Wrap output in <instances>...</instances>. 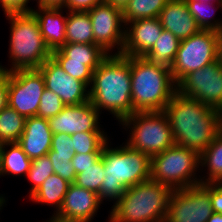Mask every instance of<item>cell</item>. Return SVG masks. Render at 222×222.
I'll return each instance as SVG.
<instances>
[{
	"label": "cell",
	"instance_id": "6da1fadb",
	"mask_svg": "<svg viewBox=\"0 0 222 222\" xmlns=\"http://www.w3.org/2000/svg\"><path fill=\"white\" fill-rule=\"evenodd\" d=\"M166 114L176 145L199 155L222 131V113L178 92L166 105Z\"/></svg>",
	"mask_w": 222,
	"mask_h": 222
},
{
	"label": "cell",
	"instance_id": "7a4b0ae2",
	"mask_svg": "<svg viewBox=\"0 0 222 222\" xmlns=\"http://www.w3.org/2000/svg\"><path fill=\"white\" fill-rule=\"evenodd\" d=\"M90 102L120 123L135 113L131 99L130 56L109 54L93 71Z\"/></svg>",
	"mask_w": 222,
	"mask_h": 222
},
{
	"label": "cell",
	"instance_id": "3957f363",
	"mask_svg": "<svg viewBox=\"0 0 222 222\" xmlns=\"http://www.w3.org/2000/svg\"><path fill=\"white\" fill-rule=\"evenodd\" d=\"M110 139L102 149L104 180L100 188V201L115 204L125 189L151 179V158L128 145L111 147ZM124 144V145H123Z\"/></svg>",
	"mask_w": 222,
	"mask_h": 222
},
{
	"label": "cell",
	"instance_id": "277c9868",
	"mask_svg": "<svg viewBox=\"0 0 222 222\" xmlns=\"http://www.w3.org/2000/svg\"><path fill=\"white\" fill-rule=\"evenodd\" d=\"M130 74L135 112L163 111L177 92L170 68L143 56H130Z\"/></svg>",
	"mask_w": 222,
	"mask_h": 222
},
{
	"label": "cell",
	"instance_id": "5b68a950",
	"mask_svg": "<svg viewBox=\"0 0 222 222\" xmlns=\"http://www.w3.org/2000/svg\"><path fill=\"white\" fill-rule=\"evenodd\" d=\"M172 189L152 179L125 189L112 205L109 222H165Z\"/></svg>",
	"mask_w": 222,
	"mask_h": 222
},
{
	"label": "cell",
	"instance_id": "8992f818",
	"mask_svg": "<svg viewBox=\"0 0 222 222\" xmlns=\"http://www.w3.org/2000/svg\"><path fill=\"white\" fill-rule=\"evenodd\" d=\"M10 28V68L0 63L5 73L16 70L38 69L52 52L44 42L36 17L32 13L5 15Z\"/></svg>",
	"mask_w": 222,
	"mask_h": 222
},
{
	"label": "cell",
	"instance_id": "52a82bcc",
	"mask_svg": "<svg viewBox=\"0 0 222 222\" xmlns=\"http://www.w3.org/2000/svg\"><path fill=\"white\" fill-rule=\"evenodd\" d=\"M119 124L129 131L125 144L150 158L175 144L163 111L135 112Z\"/></svg>",
	"mask_w": 222,
	"mask_h": 222
},
{
	"label": "cell",
	"instance_id": "ba28073f",
	"mask_svg": "<svg viewBox=\"0 0 222 222\" xmlns=\"http://www.w3.org/2000/svg\"><path fill=\"white\" fill-rule=\"evenodd\" d=\"M199 170V154L176 144L151 158V179L172 190L201 184Z\"/></svg>",
	"mask_w": 222,
	"mask_h": 222
},
{
	"label": "cell",
	"instance_id": "9c48e42d",
	"mask_svg": "<svg viewBox=\"0 0 222 222\" xmlns=\"http://www.w3.org/2000/svg\"><path fill=\"white\" fill-rule=\"evenodd\" d=\"M218 59V32L199 30L181 40L172 66L173 80L177 84L187 74L203 68Z\"/></svg>",
	"mask_w": 222,
	"mask_h": 222
},
{
	"label": "cell",
	"instance_id": "30bf717a",
	"mask_svg": "<svg viewBox=\"0 0 222 222\" xmlns=\"http://www.w3.org/2000/svg\"><path fill=\"white\" fill-rule=\"evenodd\" d=\"M8 106L25 118L37 116L41 95L45 90L43 75L38 69L7 73Z\"/></svg>",
	"mask_w": 222,
	"mask_h": 222
},
{
	"label": "cell",
	"instance_id": "8fae6325",
	"mask_svg": "<svg viewBox=\"0 0 222 222\" xmlns=\"http://www.w3.org/2000/svg\"><path fill=\"white\" fill-rule=\"evenodd\" d=\"M177 92L222 113V64L216 61L184 76Z\"/></svg>",
	"mask_w": 222,
	"mask_h": 222
},
{
	"label": "cell",
	"instance_id": "7c38bea8",
	"mask_svg": "<svg viewBox=\"0 0 222 222\" xmlns=\"http://www.w3.org/2000/svg\"><path fill=\"white\" fill-rule=\"evenodd\" d=\"M88 14L91 18L94 44L108 54H121L125 40L122 10L103 2L89 10Z\"/></svg>",
	"mask_w": 222,
	"mask_h": 222
},
{
	"label": "cell",
	"instance_id": "4fadbf2b",
	"mask_svg": "<svg viewBox=\"0 0 222 222\" xmlns=\"http://www.w3.org/2000/svg\"><path fill=\"white\" fill-rule=\"evenodd\" d=\"M213 213L209 192L199 184L172 190L165 222H207Z\"/></svg>",
	"mask_w": 222,
	"mask_h": 222
},
{
	"label": "cell",
	"instance_id": "5bb4252c",
	"mask_svg": "<svg viewBox=\"0 0 222 222\" xmlns=\"http://www.w3.org/2000/svg\"><path fill=\"white\" fill-rule=\"evenodd\" d=\"M38 70L43 75L45 88L56 93L66 105H79L90 100L89 86L67 74L51 57Z\"/></svg>",
	"mask_w": 222,
	"mask_h": 222
},
{
	"label": "cell",
	"instance_id": "9a60e30c",
	"mask_svg": "<svg viewBox=\"0 0 222 222\" xmlns=\"http://www.w3.org/2000/svg\"><path fill=\"white\" fill-rule=\"evenodd\" d=\"M101 113L89 101L79 105L65 106L56 116L50 118L49 125L53 134L72 135L79 132H104L99 122Z\"/></svg>",
	"mask_w": 222,
	"mask_h": 222
},
{
	"label": "cell",
	"instance_id": "2e32d148",
	"mask_svg": "<svg viewBox=\"0 0 222 222\" xmlns=\"http://www.w3.org/2000/svg\"><path fill=\"white\" fill-rule=\"evenodd\" d=\"M101 204L96 192L72 183L65 194L62 207L54 216L69 221L92 222Z\"/></svg>",
	"mask_w": 222,
	"mask_h": 222
},
{
	"label": "cell",
	"instance_id": "e0dca14e",
	"mask_svg": "<svg viewBox=\"0 0 222 222\" xmlns=\"http://www.w3.org/2000/svg\"><path fill=\"white\" fill-rule=\"evenodd\" d=\"M163 31L158 17L138 19L125 24V40L122 56H144Z\"/></svg>",
	"mask_w": 222,
	"mask_h": 222
},
{
	"label": "cell",
	"instance_id": "ac0fdd59",
	"mask_svg": "<svg viewBox=\"0 0 222 222\" xmlns=\"http://www.w3.org/2000/svg\"><path fill=\"white\" fill-rule=\"evenodd\" d=\"M52 135L47 119L39 116L28 117L25 120L24 131L17 144L33 160L47 155L51 148Z\"/></svg>",
	"mask_w": 222,
	"mask_h": 222
},
{
	"label": "cell",
	"instance_id": "d6986e66",
	"mask_svg": "<svg viewBox=\"0 0 222 222\" xmlns=\"http://www.w3.org/2000/svg\"><path fill=\"white\" fill-rule=\"evenodd\" d=\"M158 18L163 29L173 33L180 41L201 30L185 0H169Z\"/></svg>",
	"mask_w": 222,
	"mask_h": 222
},
{
	"label": "cell",
	"instance_id": "ffe728a7",
	"mask_svg": "<svg viewBox=\"0 0 222 222\" xmlns=\"http://www.w3.org/2000/svg\"><path fill=\"white\" fill-rule=\"evenodd\" d=\"M63 10L38 6L31 12L36 17L44 42L51 52L66 44L65 30L68 11L66 10V15L63 16Z\"/></svg>",
	"mask_w": 222,
	"mask_h": 222
},
{
	"label": "cell",
	"instance_id": "44dd1931",
	"mask_svg": "<svg viewBox=\"0 0 222 222\" xmlns=\"http://www.w3.org/2000/svg\"><path fill=\"white\" fill-rule=\"evenodd\" d=\"M108 55L97 44L67 43L60 49L52 51L51 57L55 61L84 62V65L94 71Z\"/></svg>",
	"mask_w": 222,
	"mask_h": 222
},
{
	"label": "cell",
	"instance_id": "7402d4cb",
	"mask_svg": "<svg viewBox=\"0 0 222 222\" xmlns=\"http://www.w3.org/2000/svg\"><path fill=\"white\" fill-rule=\"evenodd\" d=\"M31 162L32 160L17 143H3L0 158V178L5 175L26 177Z\"/></svg>",
	"mask_w": 222,
	"mask_h": 222
},
{
	"label": "cell",
	"instance_id": "603a6c76",
	"mask_svg": "<svg viewBox=\"0 0 222 222\" xmlns=\"http://www.w3.org/2000/svg\"><path fill=\"white\" fill-rule=\"evenodd\" d=\"M69 185L70 183L59 175L52 174L29 198L36 204L41 203V205L45 204L52 207L54 206L56 209L52 214L54 215L62 207Z\"/></svg>",
	"mask_w": 222,
	"mask_h": 222
},
{
	"label": "cell",
	"instance_id": "cb8c5ba5",
	"mask_svg": "<svg viewBox=\"0 0 222 222\" xmlns=\"http://www.w3.org/2000/svg\"><path fill=\"white\" fill-rule=\"evenodd\" d=\"M199 159L200 171L207 169V175L200 177L201 184L222 183V131L199 155Z\"/></svg>",
	"mask_w": 222,
	"mask_h": 222
},
{
	"label": "cell",
	"instance_id": "d4e9b609",
	"mask_svg": "<svg viewBox=\"0 0 222 222\" xmlns=\"http://www.w3.org/2000/svg\"><path fill=\"white\" fill-rule=\"evenodd\" d=\"M66 44H94L91 18L88 11H68L66 20Z\"/></svg>",
	"mask_w": 222,
	"mask_h": 222
},
{
	"label": "cell",
	"instance_id": "484cf974",
	"mask_svg": "<svg viewBox=\"0 0 222 222\" xmlns=\"http://www.w3.org/2000/svg\"><path fill=\"white\" fill-rule=\"evenodd\" d=\"M180 40L170 31H162L154 46L143 56L153 63L171 67L178 51Z\"/></svg>",
	"mask_w": 222,
	"mask_h": 222
},
{
	"label": "cell",
	"instance_id": "4316f807",
	"mask_svg": "<svg viewBox=\"0 0 222 222\" xmlns=\"http://www.w3.org/2000/svg\"><path fill=\"white\" fill-rule=\"evenodd\" d=\"M26 118L9 106L0 112V142L17 143L21 137Z\"/></svg>",
	"mask_w": 222,
	"mask_h": 222
},
{
	"label": "cell",
	"instance_id": "83f0119b",
	"mask_svg": "<svg viewBox=\"0 0 222 222\" xmlns=\"http://www.w3.org/2000/svg\"><path fill=\"white\" fill-rule=\"evenodd\" d=\"M169 0H130L123 9V20L132 22L138 19L159 17L161 10Z\"/></svg>",
	"mask_w": 222,
	"mask_h": 222
},
{
	"label": "cell",
	"instance_id": "f1b7e54d",
	"mask_svg": "<svg viewBox=\"0 0 222 222\" xmlns=\"http://www.w3.org/2000/svg\"><path fill=\"white\" fill-rule=\"evenodd\" d=\"M185 2L188 6L190 14L193 16L200 29L216 32H220L222 30V21L215 18L213 15L214 12L219 8L222 10V3L216 4L215 7L214 3H203L198 1Z\"/></svg>",
	"mask_w": 222,
	"mask_h": 222
},
{
	"label": "cell",
	"instance_id": "f546056e",
	"mask_svg": "<svg viewBox=\"0 0 222 222\" xmlns=\"http://www.w3.org/2000/svg\"><path fill=\"white\" fill-rule=\"evenodd\" d=\"M105 132H79L70 135L75 154L102 153L109 136Z\"/></svg>",
	"mask_w": 222,
	"mask_h": 222
},
{
	"label": "cell",
	"instance_id": "4dcf8cb0",
	"mask_svg": "<svg viewBox=\"0 0 222 222\" xmlns=\"http://www.w3.org/2000/svg\"><path fill=\"white\" fill-rule=\"evenodd\" d=\"M105 170L102 156L93 166L83 169V172L76 174L74 184L84 189L96 192L100 196V188L104 180Z\"/></svg>",
	"mask_w": 222,
	"mask_h": 222
},
{
	"label": "cell",
	"instance_id": "1f68e13d",
	"mask_svg": "<svg viewBox=\"0 0 222 222\" xmlns=\"http://www.w3.org/2000/svg\"><path fill=\"white\" fill-rule=\"evenodd\" d=\"M52 174H54L53 165L48 155L33 159L26 175L28 181L32 183L28 197L38 190L42 183Z\"/></svg>",
	"mask_w": 222,
	"mask_h": 222
},
{
	"label": "cell",
	"instance_id": "d6a6232c",
	"mask_svg": "<svg viewBox=\"0 0 222 222\" xmlns=\"http://www.w3.org/2000/svg\"><path fill=\"white\" fill-rule=\"evenodd\" d=\"M47 155L52 162L54 174L59 175L70 184L74 183L76 172L71 162L73 154L56 153L55 151L50 150Z\"/></svg>",
	"mask_w": 222,
	"mask_h": 222
},
{
	"label": "cell",
	"instance_id": "836d02e7",
	"mask_svg": "<svg viewBox=\"0 0 222 222\" xmlns=\"http://www.w3.org/2000/svg\"><path fill=\"white\" fill-rule=\"evenodd\" d=\"M65 106L56 93L45 88L41 95L37 116L49 120L61 112Z\"/></svg>",
	"mask_w": 222,
	"mask_h": 222
},
{
	"label": "cell",
	"instance_id": "e575fe53",
	"mask_svg": "<svg viewBox=\"0 0 222 222\" xmlns=\"http://www.w3.org/2000/svg\"><path fill=\"white\" fill-rule=\"evenodd\" d=\"M61 68L69 74L71 77L85 82L90 86L92 81L93 71L87 66L84 65V62L77 61H56Z\"/></svg>",
	"mask_w": 222,
	"mask_h": 222
},
{
	"label": "cell",
	"instance_id": "d590c367",
	"mask_svg": "<svg viewBox=\"0 0 222 222\" xmlns=\"http://www.w3.org/2000/svg\"><path fill=\"white\" fill-rule=\"evenodd\" d=\"M72 142L70 135L66 133L53 134L50 150L56 153H71L75 155V150L72 149Z\"/></svg>",
	"mask_w": 222,
	"mask_h": 222
},
{
	"label": "cell",
	"instance_id": "8d00e7d4",
	"mask_svg": "<svg viewBox=\"0 0 222 222\" xmlns=\"http://www.w3.org/2000/svg\"><path fill=\"white\" fill-rule=\"evenodd\" d=\"M29 0H1L0 7L4 14L31 13L33 8L28 6Z\"/></svg>",
	"mask_w": 222,
	"mask_h": 222
},
{
	"label": "cell",
	"instance_id": "74e56055",
	"mask_svg": "<svg viewBox=\"0 0 222 222\" xmlns=\"http://www.w3.org/2000/svg\"><path fill=\"white\" fill-rule=\"evenodd\" d=\"M102 153L75 154L71 160L76 174L83 172V169L93 166L101 157Z\"/></svg>",
	"mask_w": 222,
	"mask_h": 222
},
{
	"label": "cell",
	"instance_id": "f35d334b",
	"mask_svg": "<svg viewBox=\"0 0 222 222\" xmlns=\"http://www.w3.org/2000/svg\"><path fill=\"white\" fill-rule=\"evenodd\" d=\"M201 185L209 192L213 212L222 214V183H206Z\"/></svg>",
	"mask_w": 222,
	"mask_h": 222
},
{
	"label": "cell",
	"instance_id": "ab89813d",
	"mask_svg": "<svg viewBox=\"0 0 222 222\" xmlns=\"http://www.w3.org/2000/svg\"><path fill=\"white\" fill-rule=\"evenodd\" d=\"M104 0H67V11H89Z\"/></svg>",
	"mask_w": 222,
	"mask_h": 222
},
{
	"label": "cell",
	"instance_id": "60d3db41",
	"mask_svg": "<svg viewBox=\"0 0 222 222\" xmlns=\"http://www.w3.org/2000/svg\"><path fill=\"white\" fill-rule=\"evenodd\" d=\"M8 106L7 73L0 79V112Z\"/></svg>",
	"mask_w": 222,
	"mask_h": 222
},
{
	"label": "cell",
	"instance_id": "b9f144b4",
	"mask_svg": "<svg viewBox=\"0 0 222 222\" xmlns=\"http://www.w3.org/2000/svg\"><path fill=\"white\" fill-rule=\"evenodd\" d=\"M67 0H46L41 6L47 8H62L66 10Z\"/></svg>",
	"mask_w": 222,
	"mask_h": 222
},
{
	"label": "cell",
	"instance_id": "7bdbcfd3",
	"mask_svg": "<svg viewBox=\"0 0 222 222\" xmlns=\"http://www.w3.org/2000/svg\"><path fill=\"white\" fill-rule=\"evenodd\" d=\"M130 0H104L107 4H110L116 8H119L123 11V9L127 6Z\"/></svg>",
	"mask_w": 222,
	"mask_h": 222
},
{
	"label": "cell",
	"instance_id": "ee69618b",
	"mask_svg": "<svg viewBox=\"0 0 222 222\" xmlns=\"http://www.w3.org/2000/svg\"><path fill=\"white\" fill-rule=\"evenodd\" d=\"M218 60L222 64V30L218 32Z\"/></svg>",
	"mask_w": 222,
	"mask_h": 222
},
{
	"label": "cell",
	"instance_id": "f6af8a7d",
	"mask_svg": "<svg viewBox=\"0 0 222 222\" xmlns=\"http://www.w3.org/2000/svg\"><path fill=\"white\" fill-rule=\"evenodd\" d=\"M207 222H222V214L213 213Z\"/></svg>",
	"mask_w": 222,
	"mask_h": 222
},
{
	"label": "cell",
	"instance_id": "bcb514c9",
	"mask_svg": "<svg viewBox=\"0 0 222 222\" xmlns=\"http://www.w3.org/2000/svg\"><path fill=\"white\" fill-rule=\"evenodd\" d=\"M47 222H84V221H69V220H63L60 218L55 217L52 215L49 220H46Z\"/></svg>",
	"mask_w": 222,
	"mask_h": 222
},
{
	"label": "cell",
	"instance_id": "7dc6e473",
	"mask_svg": "<svg viewBox=\"0 0 222 222\" xmlns=\"http://www.w3.org/2000/svg\"><path fill=\"white\" fill-rule=\"evenodd\" d=\"M185 1H198V2H203V3H222V0H185Z\"/></svg>",
	"mask_w": 222,
	"mask_h": 222
},
{
	"label": "cell",
	"instance_id": "c3c4849f",
	"mask_svg": "<svg viewBox=\"0 0 222 222\" xmlns=\"http://www.w3.org/2000/svg\"><path fill=\"white\" fill-rule=\"evenodd\" d=\"M6 198L5 196H3V194L0 195V211L3 209L4 205H7L6 204Z\"/></svg>",
	"mask_w": 222,
	"mask_h": 222
},
{
	"label": "cell",
	"instance_id": "681fc988",
	"mask_svg": "<svg viewBox=\"0 0 222 222\" xmlns=\"http://www.w3.org/2000/svg\"><path fill=\"white\" fill-rule=\"evenodd\" d=\"M31 1V0H30ZM35 1V0H34ZM46 0H36L37 2V7L41 6Z\"/></svg>",
	"mask_w": 222,
	"mask_h": 222
},
{
	"label": "cell",
	"instance_id": "f907efd6",
	"mask_svg": "<svg viewBox=\"0 0 222 222\" xmlns=\"http://www.w3.org/2000/svg\"><path fill=\"white\" fill-rule=\"evenodd\" d=\"M5 75L3 68L0 67V79Z\"/></svg>",
	"mask_w": 222,
	"mask_h": 222
},
{
	"label": "cell",
	"instance_id": "816d5d0a",
	"mask_svg": "<svg viewBox=\"0 0 222 222\" xmlns=\"http://www.w3.org/2000/svg\"><path fill=\"white\" fill-rule=\"evenodd\" d=\"M1 148H2V143L0 142V158H1Z\"/></svg>",
	"mask_w": 222,
	"mask_h": 222
}]
</instances>
